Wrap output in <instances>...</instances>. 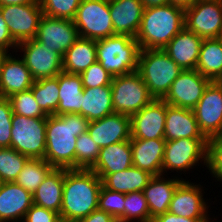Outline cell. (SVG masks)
I'll return each instance as SVG.
<instances>
[{"instance_id":"cell-2","label":"cell","mask_w":222,"mask_h":222,"mask_svg":"<svg viewBox=\"0 0 222 222\" xmlns=\"http://www.w3.org/2000/svg\"><path fill=\"white\" fill-rule=\"evenodd\" d=\"M102 180L91 169H65L60 218L76 222L98 209Z\"/></svg>"},{"instance_id":"cell-40","label":"cell","mask_w":222,"mask_h":222,"mask_svg":"<svg viewBox=\"0 0 222 222\" xmlns=\"http://www.w3.org/2000/svg\"><path fill=\"white\" fill-rule=\"evenodd\" d=\"M43 15L53 18H75L81 0H39Z\"/></svg>"},{"instance_id":"cell-34","label":"cell","mask_w":222,"mask_h":222,"mask_svg":"<svg viewBox=\"0 0 222 222\" xmlns=\"http://www.w3.org/2000/svg\"><path fill=\"white\" fill-rule=\"evenodd\" d=\"M52 169L44 159H29L15 182L33 195Z\"/></svg>"},{"instance_id":"cell-13","label":"cell","mask_w":222,"mask_h":222,"mask_svg":"<svg viewBox=\"0 0 222 222\" xmlns=\"http://www.w3.org/2000/svg\"><path fill=\"white\" fill-rule=\"evenodd\" d=\"M210 82L209 78L201 75L196 69L183 70L163 100L168 105L193 110Z\"/></svg>"},{"instance_id":"cell-49","label":"cell","mask_w":222,"mask_h":222,"mask_svg":"<svg viewBox=\"0 0 222 222\" xmlns=\"http://www.w3.org/2000/svg\"><path fill=\"white\" fill-rule=\"evenodd\" d=\"M144 7L164 6L170 4V0H140Z\"/></svg>"},{"instance_id":"cell-35","label":"cell","mask_w":222,"mask_h":222,"mask_svg":"<svg viewBox=\"0 0 222 222\" xmlns=\"http://www.w3.org/2000/svg\"><path fill=\"white\" fill-rule=\"evenodd\" d=\"M30 158L14 148L0 147V179L2 182H15L24 165Z\"/></svg>"},{"instance_id":"cell-20","label":"cell","mask_w":222,"mask_h":222,"mask_svg":"<svg viewBox=\"0 0 222 222\" xmlns=\"http://www.w3.org/2000/svg\"><path fill=\"white\" fill-rule=\"evenodd\" d=\"M144 8L140 0H109L114 33L135 38L140 29Z\"/></svg>"},{"instance_id":"cell-29","label":"cell","mask_w":222,"mask_h":222,"mask_svg":"<svg viewBox=\"0 0 222 222\" xmlns=\"http://www.w3.org/2000/svg\"><path fill=\"white\" fill-rule=\"evenodd\" d=\"M58 86L59 105L55 115L81 114V93L84 87L80 74L60 72Z\"/></svg>"},{"instance_id":"cell-39","label":"cell","mask_w":222,"mask_h":222,"mask_svg":"<svg viewBox=\"0 0 222 222\" xmlns=\"http://www.w3.org/2000/svg\"><path fill=\"white\" fill-rule=\"evenodd\" d=\"M125 193L115 192L101 186L98 209L112 215L117 222H124Z\"/></svg>"},{"instance_id":"cell-7","label":"cell","mask_w":222,"mask_h":222,"mask_svg":"<svg viewBox=\"0 0 222 222\" xmlns=\"http://www.w3.org/2000/svg\"><path fill=\"white\" fill-rule=\"evenodd\" d=\"M111 89L114 112L128 116L140 111L155 99L137 71L113 77Z\"/></svg>"},{"instance_id":"cell-19","label":"cell","mask_w":222,"mask_h":222,"mask_svg":"<svg viewBox=\"0 0 222 222\" xmlns=\"http://www.w3.org/2000/svg\"><path fill=\"white\" fill-rule=\"evenodd\" d=\"M33 205V195L16 182L0 186V222H22Z\"/></svg>"},{"instance_id":"cell-3","label":"cell","mask_w":222,"mask_h":222,"mask_svg":"<svg viewBox=\"0 0 222 222\" xmlns=\"http://www.w3.org/2000/svg\"><path fill=\"white\" fill-rule=\"evenodd\" d=\"M183 28L184 8L173 4L147 7L135 39L140 49L162 50Z\"/></svg>"},{"instance_id":"cell-24","label":"cell","mask_w":222,"mask_h":222,"mask_svg":"<svg viewBox=\"0 0 222 222\" xmlns=\"http://www.w3.org/2000/svg\"><path fill=\"white\" fill-rule=\"evenodd\" d=\"M130 140L100 148L95 164L90 168L101 180L107 174L126 170L133 166Z\"/></svg>"},{"instance_id":"cell-9","label":"cell","mask_w":222,"mask_h":222,"mask_svg":"<svg viewBox=\"0 0 222 222\" xmlns=\"http://www.w3.org/2000/svg\"><path fill=\"white\" fill-rule=\"evenodd\" d=\"M203 161L208 166V140L180 138L166 141L162 175L167 171H189Z\"/></svg>"},{"instance_id":"cell-8","label":"cell","mask_w":222,"mask_h":222,"mask_svg":"<svg viewBox=\"0 0 222 222\" xmlns=\"http://www.w3.org/2000/svg\"><path fill=\"white\" fill-rule=\"evenodd\" d=\"M73 22L82 38L100 40L116 35L109 0H81Z\"/></svg>"},{"instance_id":"cell-22","label":"cell","mask_w":222,"mask_h":222,"mask_svg":"<svg viewBox=\"0 0 222 222\" xmlns=\"http://www.w3.org/2000/svg\"><path fill=\"white\" fill-rule=\"evenodd\" d=\"M132 164L153 176L162 175L165 139H130Z\"/></svg>"},{"instance_id":"cell-15","label":"cell","mask_w":222,"mask_h":222,"mask_svg":"<svg viewBox=\"0 0 222 222\" xmlns=\"http://www.w3.org/2000/svg\"><path fill=\"white\" fill-rule=\"evenodd\" d=\"M193 112L204 137H217L222 131V88L211 81Z\"/></svg>"},{"instance_id":"cell-27","label":"cell","mask_w":222,"mask_h":222,"mask_svg":"<svg viewBox=\"0 0 222 222\" xmlns=\"http://www.w3.org/2000/svg\"><path fill=\"white\" fill-rule=\"evenodd\" d=\"M65 168H53L33 193V204L60 214Z\"/></svg>"},{"instance_id":"cell-4","label":"cell","mask_w":222,"mask_h":222,"mask_svg":"<svg viewBox=\"0 0 222 222\" xmlns=\"http://www.w3.org/2000/svg\"><path fill=\"white\" fill-rule=\"evenodd\" d=\"M183 70L163 50L140 49L138 70L155 99H163Z\"/></svg>"},{"instance_id":"cell-31","label":"cell","mask_w":222,"mask_h":222,"mask_svg":"<svg viewBox=\"0 0 222 222\" xmlns=\"http://www.w3.org/2000/svg\"><path fill=\"white\" fill-rule=\"evenodd\" d=\"M152 177L149 172L132 166L123 171L107 174L102 179V185L109 190L126 194L143 191Z\"/></svg>"},{"instance_id":"cell-51","label":"cell","mask_w":222,"mask_h":222,"mask_svg":"<svg viewBox=\"0 0 222 222\" xmlns=\"http://www.w3.org/2000/svg\"><path fill=\"white\" fill-rule=\"evenodd\" d=\"M212 82L218 87L222 88V70L217 74V76L212 80Z\"/></svg>"},{"instance_id":"cell-25","label":"cell","mask_w":222,"mask_h":222,"mask_svg":"<svg viewBox=\"0 0 222 222\" xmlns=\"http://www.w3.org/2000/svg\"><path fill=\"white\" fill-rule=\"evenodd\" d=\"M183 180L178 177L167 180L163 175L153 176L150 179L148 185L143 189L150 210V222L155 217L168 212L174 192Z\"/></svg>"},{"instance_id":"cell-50","label":"cell","mask_w":222,"mask_h":222,"mask_svg":"<svg viewBox=\"0 0 222 222\" xmlns=\"http://www.w3.org/2000/svg\"><path fill=\"white\" fill-rule=\"evenodd\" d=\"M196 1L197 0H170V4L186 9L191 7Z\"/></svg>"},{"instance_id":"cell-18","label":"cell","mask_w":222,"mask_h":222,"mask_svg":"<svg viewBox=\"0 0 222 222\" xmlns=\"http://www.w3.org/2000/svg\"><path fill=\"white\" fill-rule=\"evenodd\" d=\"M87 132L99 148L127 141L131 139V118L114 112L89 122Z\"/></svg>"},{"instance_id":"cell-16","label":"cell","mask_w":222,"mask_h":222,"mask_svg":"<svg viewBox=\"0 0 222 222\" xmlns=\"http://www.w3.org/2000/svg\"><path fill=\"white\" fill-rule=\"evenodd\" d=\"M166 111L167 103L154 99L131 115V139H164Z\"/></svg>"},{"instance_id":"cell-6","label":"cell","mask_w":222,"mask_h":222,"mask_svg":"<svg viewBox=\"0 0 222 222\" xmlns=\"http://www.w3.org/2000/svg\"><path fill=\"white\" fill-rule=\"evenodd\" d=\"M46 123L47 117L29 118L13 114L11 148L30 159H44Z\"/></svg>"},{"instance_id":"cell-43","label":"cell","mask_w":222,"mask_h":222,"mask_svg":"<svg viewBox=\"0 0 222 222\" xmlns=\"http://www.w3.org/2000/svg\"><path fill=\"white\" fill-rule=\"evenodd\" d=\"M212 177L222 182V139L218 136L208 140V166Z\"/></svg>"},{"instance_id":"cell-26","label":"cell","mask_w":222,"mask_h":222,"mask_svg":"<svg viewBox=\"0 0 222 222\" xmlns=\"http://www.w3.org/2000/svg\"><path fill=\"white\" fill-rule=\"evenodd\" d=\"M34 80L24 61L4 53L1 77V97L8 98L15 93L24 92L32 87Z\"/></svg>"},{"instance_id":"cell-52","label":"cell","mask_w":222,"mask_h":222,"mask_svg":"<svg viewBox=\"0 0 222 222\" xmlns=\"http://www.w3.org/2000/svg\"><path fill=\"white\" fill-rule=\"evenodd\" d=\"M3 64H4V53H0V97H1V77H2Z\"/></svg>"},{"instance_id":"cell-36","label":"cell","mask_w":222,"mask_h":222,"mask_svg":"<svg viewBox=\"0 0 222 222\" xmlns=\"http://www.w3.org/2000/svg\"><path fill=\"white\" fill-rule=\"evenodd\" d=\"M134 220L150 222V210L143 191L125 194L124 222H134Z\"/></svg>"},{"instance_id":"cell-45","label":"cell","mask_w":222,"mask_h":222,"mask_svg":"<svg viewBox=\"0 0 222 222\" xmlns=\"http://www.w3.org/2000/svg\"><path fill=\"white\" fill-rule=\"evenodd\" d=\"M17 45L18 44L12 38L7 23L0 11V53H9L11 48L16 51Z\"/></svg>"},{"instance_id":"cell-37","label":"cell","mask_w":222,"mask_h":222,"mask_svg":"<svg viewBox=\"0 0 222 222\" xmlns=\"http://www.w3.org/2000/svg\"><path fill=\"white\" fill-rule=\"evenodd\" d=\"M8 99L10 101L13 114L29 118H43L48 116L39 107L30 89L24 92L15 93L8 97Z\"/></svg>"},{"instance_id":"cell-10","label":"cell","mask_w":222,"mask_h":222,"mask_svg":"<svg viewBox=\"0 0 222 222\" xmlns=\"http://www.w3.org/2000/svg\"><path fill=\"white\" fill-rule=\"evenodd\" d=\"M185 28L203 39L222 37V0H197L186 8Z\"/></svg>"},{"instance_id":"cell-53","label":"cell","mask_w":222,"mask_h":222,"mask_svg":"<svg viewBox=\"0 0 222 222\" xmlns=\"http://www.w3.org/2000/svg\"><path fill=\"white\" fill-rule=\"evenodd\" d=\"M218 137H219L220 139H222V131L220 132V134L218 135Z\"/></svg>"},{"instance_id":"cell-1","label":"cell","mask_w":222,"mask_h":222,"mask_svg":"<svg viewBox=\"0 0 222 222\" xmlns=\"http://www.w3.org/2000/svg\"><path fill=\"white\" fill-rule=\"evenodd\" d=\"M88 124L81 114L48 115L44 160L53 168L76 169L77 137L87 132Z\"/></svg>"},{"instance_id":"cell-5","label":"cell","mask_w":222,"mask_h":222,"mask_svg":"<svg viewBox=\"0 0 222 222\" xmlns=\"http://www.w3.org/2000/svg\"><path fill=\"white\" fill-rule=\"evenodd\" d=\"M97 62L112 77L127 75L138 70L140 47L130 35L116 34L96 40Z\"/></svg>"},{"instance_id":"cell-30","label":"cell","mask_w":222,"mask_h":222,"mask_svg":"<svg viewBox=\"0 0 222 222\" xmlns=\"http://www.w3.org/2000/svg\"><path fill=\"white\" fill-rule=\"evenodd\" d=\"M96 61V40L79 37L63 56V71L81 74Z\"/></svg>"},{"instance_id":"cell-28","label":"cell","mask_w":222,"mask_h":222,"mask_svg":"<svg viewBox=\"0 0 222 222\" xmlns=\"http://www.w3.org/2000/svg\"><path fill=\"white\" fill-rule=\"evenodd\" d=\"M114 113L111 85L84 88L81 93V115L89 122Z\"/></svg>"},{"instance_id":"cell-38","label":"cell","mask_w":222,"mask_h":222,"mask_svg":"<svg viewBox=\"0 0 222 222\" xmlns=\"http://www.w3.org/2000/svg\"><path fill=\"white\" fill-rule=\"evenodd\" d=\"M100 148L92 140L88 132L77 137L76 169H90L96 162Z\"/></svg>"},{"instance_id":"cell-46","label":"cell","mask_w":222,"mask_h":222,"mask_svg":"<svg viewBox=\"0 0 222 222\" xmlns=\"http://www.w3.org/2000/svg\"><path fill=\"white\" fill-rule=\"evenodd\" d=\"M76 222H117V220L107 212L96 209L88 216L81 218Z\"/></svg>"},{"instance_id":"cell-41","label":"cell","mask_w":222,"mask_h":222,"mask_svg":"<svg viewBox=\"0 0 222 222\" xmlns=\"http://www.w3.org/2000/svg\"><path fill=\"white\" fill-rule=\"evenodd\" d=\"M84 88L111 85L113 77L99 62H95L80 74Z\"/></svg>"},{"instance_id":"cell-48","label":"cell","mask_w":222,"mask_h":222,"mask_svg":"<svg viewBox=\"0 0 222 222\" xmlns=\"http://www.w3.org/2000/svg\"><path fill=\"white\" fill-rule=\"evenodd\" d=\"M30 3H39V0H0V7L7 5H23Z\"/></svg>"},{"instance_id":"cell-44","label":"cell","mask_w":222,"mask_h":222,"mask_svg":"<svg viewBox=\"0 0 222 222\" xmlns=\"http://www.w3.org/2000/svg\"><path fill=\"white\" fill-rule=\"evenodd\" d=\"M60 220L59 213L33 204L22 222H59Z\"/></svg>"},{"instance_id":"cell-11","label":"cell","mask_w":222,"mask_h":222,"mask_svg":"<svg viewBox=\"0 0 222 222\" xmlns=\"http://www.w3.org/2000/svg\"><path fill=\"white\" fill-rule=\"evenodd\" d=\"M18 49L24 52L20 58L22 57L34 81L56 77L63 71V57L35 39L19 43L16 52H19Z\"/></svg>"},{"instance_id":"cell-17","label":"cell","mask_w":222,"mask_h":222,"mask_svg":"<svg viewBox=\"0 0 222 222\" xmlns=\"http://www.w3.org/2000/svg\"><path fill=\"white\" fill-rule=\"evenodd\" d=\"M203 187L188 180H183L176 188L168 212L190 219H210L208 208L203 198Z\"/></svg>"},{"instance_id":"cell-47","label":"cell","mask_w":222,"mask_h":222,"mask_svg":"<svg viewBox=\"0 0 222 222\" xmlns=\"http://www.w3.org/2000/svg\"><path fill=\"white\" fill-rule=\"evenodd\" d=\"M209 220L211 219H190L166 212L165 214L155 217L151 222H209Z\"/></svg>"},{"instance_id":"cell-33","label":"cell","mask_w":222,"mask_h":222,"mask_svg":"<svg viewBox=\"0 0 222 222\" xmlns=\"http://www.w3.org/2000/svg\"><path fill=\"white\" fill-rule=\"evenodd\" d=\"M30 90L39 107L47 115H54L59 105L58 75L34 81Z\"/></svg>"},{"instance_id":"cell-32","label":"cell","mask_w":222,"mask_h":222,"mask_svg":"<svg viewBox=\"0 0 222 222\" xmlns=\"http://www.w3.org/2000/svg\"><path fill=\"white\" fill-rule=\"evenodd\" d=\"M196 70L211 81L222 70V37L203 40Z\"/></svg>"},{"instance_id":"cell-21","label":"cell","mask_w":222,"mask_h":222,"mask_svg":"<svg viewBox=\"0 0 222 222\" xmlns=\"http://www.w3.org/2000/svg\"><path fill=\"white\" fill-rule=\"evenodd\" d=\"M203 40L194 32L183 28L162 50L182 70H194Z\"/></svg>"},{"instance_id":"cell-12","label":"cell","mask_w":222,"mask_h":222,"mask_svg":"<svg viewBox=\"0 0 222 222\" xmlns=\"http://www.w3.org/2000/svg\"><path fill=\"white\" fill-rule=\"evenodd\" d=\"M0 11L17 44L35 38L43 16L40 3L1 6Z\"/></svg>"},{"instance_id":"cell-42","label":"cell","mask_w":222,"mask_h":222,"mask_svg":"<svg viewBox=\"0 0 222 222\" xmlns=\"http://www.w3.org/2000/svg\"><path fill=\"white\" fill-rule=\"evenodd\" d=\"M12 117L9 99L0 97V147H11Z\"/></svg>"},{"instance_id":"cell-23","label":"cell","mask_w":222,"mask_h":222,"mask_svg":"<svg viewBox=\"0 0 222 222\" xmlns=\"http://www.w3.org/2000/svg\"><path fill=\"white\" fill-rule=\"evenodd\" d=\"M206 139L201 133L193 110L167 104L164 139Z\"/></svg>"},{"instance_id":"cell-14","label":"cell","mask_w":222,"mask_h":222,"mask_svg":"<svg viewBox=\"0 0 222 222\" xmlns=\"http://www.w3.org/2000/svg\"><path fill=\"white\" fill-rule=\"evenodd\" d=\"M78 38L73 20L43 15L34 39L63 57Z\"/></svg>"}]
</instances>
